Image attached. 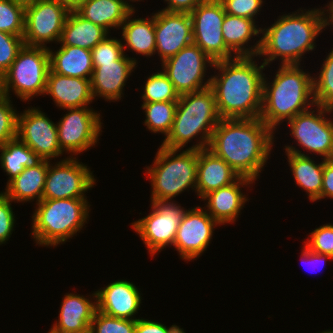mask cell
<instances>
[{
  "mask_svg": "<svg viewBox=\"0 0 333 333\" xmlns=\"http://www.w3.org/2000/svg\"><path fill=\"white\" fill-rule=\"evenodd\" d=\"M274 131L260 118L221 119L208 149L239 176L256 181L274 145Z\"/></svg>",
  "mask_w": 333,
  "mask_h": 333,
  "instance_id": "cell-1",
  "label": "cell"
},
{
  "mask_svg": "<svg viewBox=\"0 0 333 333\" xmlns=\"http://www.w3.org/2000/svg\"><path fill=\"white\" fill-rule=\"evenodd\" d=\"M254 59V56H237L216 61L211 67L219 70L211 76L210 87L221 119L260 118L266 65L258 66Z\"/></svg>",
  "mask_w": 333,
  "mask_h": 333,
  "instance_id": "cell-2",
  "label": "cell"
},
{
  "mask_svg": "<svg viewBox=\"0 0 333 333\" xmlns=\"http://www.w3.org/2000/svg\"><path fill=\"white\" fill-rule=\"evenodd\" d=\"M304 10L279 16L272 26L261 29L258 57H266V66L279 58L281 65H300L302 56L315 49V39L325 28L324 12L321 8Z\"/></svg>",
  "mask_w": 333,
  "mask_h": 333,
  "instance_id": "cell-3",
  "label": "cell"
},
{
  "mask_svg": "<svg viewBox=\"0 0 333 333\" xmlns=\"http://www.w3.org/2000/svg\"><path fill=\"white\" fill-rule=\"evenodd\" d=\"M299 66L280 64L273 83L264 76L260 119L274 132L285 119L289 121L315 105L313 76Z\"/></svg>",
  "mask_w": 333,
  "mask_h": 333,
  "instance_id": "cell-4",
  "label": "cell"
},
{
  "mask_svg": "<svg viewBox=\"0 0 333 333\" xmlns=\"http://www.w3.org/2000/svg\"><path fill=\"white\" fill-rule=\"evenodd\" d=\"M220 120L211 87L181 95L177 101L171 131L161 146L181 150L190 140L200 135L199 142L189 149L208 148L212 133Z\"/></svg>",
  "mask_w": 333,
  "mask_h": 333,
  "instance_id": "cell-5",
  "label": "cell"
},
{
  "mask_svg": "<svg viewBox=\"0 0 333 333\" xmlns=\"http://www.w3.org/2000/svg\"><path fill=\"white\" fill-rule=\"evenodd\" d=\"M87 199H47L36 205L32 215V233L42 246L65 243L82 230L89 217Z\"/></svg>",
  "mask_w": 333,
  "mask_h": 333,
  "instance_id": "cell-6",
  "label": "cell"
},
{
  "mask_svg": "<svg viewBox=\"0 0 333 333\" xmlns=\"http://www.w3.org/2000/svg\"><path fill=\"white\" fill-rule=\"evenodd\" d=\"M178 151L160 146L153 164L146 168L151 201H172L189 188L196 192L198 150L187 148L176 154Z\"/></svg>",
  "mask_w": 333,
  "mask_h": 333,
  "instance_id": "cell-7",
  "label": "cell"
},
{
  "mask_svg": "<svg viewBox=\"0 0 333 333\" xmlns=\"http://www.w3.org/2000/svg\"><path fill=\"white\" fill-rule=\"evenodd\" d=\"M49 71L48 48L24 44L10 68L0 78V93L9 97L12 90L21 101L45 95Z\"/></svg>",
  "mask_w": 333,
  "mask_h": 333,
  "instance_id": "cell-8",
  "label": "cell"
},
{
  "mask_svg": "<svg viewBox=\"0 0 333 333\" xmlns=\"http://www.w3.org/2000/svg\"><path fill=\"white\" fill-rule=\"evenodd\" d=\"M151 212L133 222V230L146 245L151 257L166 246H173L186 210L174 201H151Z\"/></svg>",
  "mask_w": 333,
  "mask_h": 333,
  "instance_id": "cell-9",
  "label": "cell"
},
{
  "mask_svg": "<svg viewBox=\"0 0 333 333\" xmlns=\"http://www.w3.org/2000/svg\"><path fill=\"white\" fill-rule=\"evenodd\" d=\"M225 14L220 0H203L190 13L193 44L199 46L214 62L237 57L223 39L221 26Z\"/></svg>",
  "mask_w": 333,
  "mask_h": 333,
  "instance_id": "cell-10",
  "label": "cell"
},
{
  "mask_svg": "<svg viewBox=\"0 0 333 333\" xmlns=\"http://www.w3.org/2000/svg\"><path fill=\"white\" fill-rule=\"evenodd\" d=\"M161 64L179 96L210 87L211 78L204 82V77L206 67L213 66L214 61L195 44L182 48Z\"/></svg>",
  "mask_w": 333,
  "mask_h": 333,
  "instance_id": "cell-11",
  "label": "cell"
},
{
  "mask_svg": "<svg viewBox=\"0 0 333 333\" xmlns=\"http://www.w3.org/2000/svg\"><path fill=\"white\" fill-rule=\"evenodd\" d=\"M87 167L73 156L63 158L55 165L49 161L42 200L87 199L85 192L90 190L96 181Z\"/></svg>",
  "mask_w": 333,
  "mask_h": 333,
  "instance_id": "cell-12",
  "label": "cell"
},
{
  "mask_svg": "<svg viewBox=\"0 0 333 333\" xmlns=\"http://www.w3.org/2000/svg\"><path fill=\"white\" fill-rule=\"evenodd\" d=\"M315 106L316 110L311 108L287 121L291 128L290 135L304 150L316 153L324 160L333 159V121L325 118L326 113L330 115L333 110Z\"/></svg>",
  "mask_w": 333,
  "mask_h": 333,
  "instance_id": "cell-13",
  "label": "cell"
},
{
  "mask_svg": "<svg viewBox=\"0 0 333 333\" xmlns=\"http://www.w3.org/2000/svg\"><path fill=\"white\" fill-rule=\"evenodd\" d=\"M66 110L68 113L57 123L58 143L63 152L75 156L90 149L99 140L101 116L88 106Z\"/></svg>",
  "mask_w": 333,
  "mask_h": 333,
  "instance_id": "cell-14",
  "label": "cell"
},
{
  "mask_svg": "<svg viewBox=\"0 0 333 333\" xmlns=\"http://www.w3.org/2000/svg\"><path fill=\"white\" fill-rule=\"evenodd\" d=\"M69 12L56 0H39L25 8L24 44L48 48L45 44L58 43Z\"/></svg>",
  "mask_w": 333,
  "mask_h": 333,
  "instance_id": "cell-15",
  "label": "cell"
},
{
  "mask_svg": "<svg viewBox=\"0 0 333 333\" xmlns=\"http://www.w3.org/2000/svg\"><path fill=\"white\" fill-rule=\"evenodd\" d=\"M40 160L63 155L58 143L57 124L35 107L18 113L17 136Z\"/></svg>",
  "mask_w": 333,
  "mask_h": 333,
  "instance_id": "cell-16",
  "label": "cell"
},
{
  "mask_svg": "<svg viewBox=\"0 0 333 333\" xmlns=\"http://www.w3.org/2000/svg\"><path fill=\"white\" fill-rule=\"evenodd\" d=\"M220 224L200 206L186 210L179 224L174 247L186 261L199 258L210 244L214 228Z\"/></svg>",
  "mask_w": 333,
  "mask_h": 333,
  "instance_id": "cell-17",
  "label": "cell"
},
{
  "mask_svg": "<svg viewBox=\"0 0 333 333\" xmlns=\"http://www.w3.org/2000/svg\"><path fill=\"white\" fill-rule=\"evenodd\" d=\"M154 28L155 54L158 53L162 62L193 44L192 18L189 13L160 10L154 14Z\"/></svg>",
  "mask_w": 333,
  "mask_h": 333,
  "instance_id": "cell-18",
  "label": "cell"
},
{
  "mask_svg": "<svg viewBox=\"0 0 333 333\" xmlns=\"http://www.w3.org/2000/svg\"><path fill=\"white\" fill-rule=\"evenodd\" d=\"M136 58L123 55L113 63H93V73L90 79L93 99L97 96L106 101L121 100L126 81L137 65Z\"/></svg>",
  "mask_w": 333,
  "mask_h": 333,
  "instance_id": "cell-19",
  "label": "cell"
},
{
  "mask_svg": "<svg viewBox=\"0 0 333 333\" xmlns=\"http://www.w3.org/2000/svg\"><path fill=\"white\" fill-rule=\"evenodd\" d=\"M132 282L117 280L96 291L97 310L121 319L137 320L141 294Z\"/></svg>",
  "mask_w": 333,
  "mask_h": 333,
  "instance_id": "cell-20",
  "label": "cell"
},
{
  "mask_svg": "<svg viewBox=\"0 0 333 333\" xmlns=\"http://www.w3.org/2000/svg\"><path fill=\"white\" fill-rule=\"evenodd\" d=\"M59 311L58 322L54 323L48 333H89L90 325L97 311V295L91 299L80 294L64 295ZM94 296V297H93Z\"/></svg>",
  "mask_w": 333,
  "mask_h": 333,
  "instance_id": "cell-21",
  "label": "cell"
},
{
  "mask_svg": "<svg viewBox=\"0 0 333 333\" xmlns=\"http://www.w3.org/2000/svg\"><path fill=\"white\" fill-rule=\"evenodd\" d=\"M253 182L250 178L240 176L234 183L206 194L202 198L203 201L208 200L205 204L206 212L221 225L234 223L241 212L240 210L249 200L242 193V187H247Z\"/></svg>",
  "mask_w": 333,
  "mask_h": 333,
  "instance_id": "cell-22",
  "label": "cell"
},
{
  "mask_svg": "<svg viewBox=\"0 0 333 333\" xmlns=\"http://www.w3.org/2000/svg\"><path fill=\"white\" fill-rule=\"evenodd\" d=\"M45 94L50 95L61 109L82 108L94 100L90 79L68 77L51 70L47 76Z\"/></svg>",
  "mask_w": 333,
  "mask_h": 333,
  "instance_id": "cell-23",
  "label": "cell"
},
{
  "mask_svg": "<svg viewBox=\"0 0 333 333\" xmlns=\"http://www.w3.org/2000/svg\"><path fill=\"white\" fill-rule=\"evenodd\" d=\"M240 176L208 148L198 150L196 193L206 194L234 183Z\"/></svg>",
  "mask_w": 333,
  "mask_h": 333,
  "instance_id": "cell-24",
  "label": "cell"
},
{
  "mask_svg": "<svg viewBox=\"0 0 333 333\" xmlns=\"http://www.w3.org/2000/svg\"><path fill=\"white\" fill-rule=\"evenodd\" d=\"M284 149L296 185L305 190L310 201L321 200L324 159L318 164L292 145H286Z\"/></svg>",
  "mask_w": 333,
  "mask_h": 333,
  "instance_id": "cell-25",
  "label": "cell"
},
{
  "mask_svg": "<svg viewBox=\"0 0 333 333\" xmlns=\"http://www.w3.org/2000/svg\"><path fill=\"white\" fill-rule=\"evenodd\" d=\"M256 21L253 19L225 14L223 24L221 26L223 39L226 46L236 56H258L261 48V39L255 45L249 48L245 44L253 38L261 34V27L257 28Z\"/></svg>",
  "mask_w": 333,
  "mask_h": 333,
  "instance_id": "cell-26",
  "label": "cell"
},
{
  "mask_svg": "<svg viewBox=\"0 0 333 333\" xmlns=\"http://www.w3.org/2000/svg\"><path fill=\"white\" fill-rule=\"evenodd\" d=\"M48 166V160H39L27 166L6 185L3 193L13 202H28L36 199V203H39L42 200Z\"/></svg>",
  "mask_w": 333,
  "mask_h": 333,
  "instance_id": "cell-27",
  "label": "cell"
},
{
  "mask_svg": "<svg viewBox=\"0 0 333 333\" xmlns=\"http://www.w3.org/2000/svg\"><path fill=\"white\" fill-rule=\"evenodd\" d=\"M50 70L68 77L91 79L94 67L91 50L76 46H60L53 52L48 47Z\"/></svg>",
  "mask_w": 333,
  "mask_h": 333,
  "instance_id": "cell-28",
  "label": "cell"
},
{
  "mask_svg": "<svg viewBox=\"0 0 333 333\" xmlns=\"http://www.w3.org/2000/svg\"><path fill=\"white\" fill-rule=\"evenodd\" d=\"M107 35L109 34L104 28L81 17L76 11H70L59 43L61 46H76L92 50Z\"/></svg>",
  "mask_w": 333,
  "mask_h": 333,
  "instance_id": "cell-29",
  "label": "cell"
},
{
  "mask_svg": "<svg viewBox=\"0 0 333 333\" xmlns=\"http://www.w3.org/2000/svg\"><path fill=\"white\" fill-rule=\"evenodd\" d=\"M75 11L108 33L110 28L119 29L132 12L123 0H87Z\"/></svg>",
  "mask_w": 333,
  "mask_h": 333,
  "instance_id": "cell-30",
  "label": "cell"
},
{
  "mask_svg": "<svg viewBox=\"0 0 333 333\" xmlns=\"http://www.w3.org/2000/svg\"><path fill=\"white\" fill-rule=\"evenodd\" d=\"M133 13L135 14V12L132 11L121 25V40L124 39L123 42H125L122 43L124 53L125 49L128 48L136 54L150 57L154 55L156 50L154 14L152 13L151 18L131 19V16L134 15Z\"/></svg>",
  "mask_w": 333,
  "mask_h": 333,
  "instance_id": "cell-31",
  "label": "cell"
},
{
  "mask_svg": "<svg viewBox=\"0 0 333 333\" xmlns=\"http://www.w3.org/2000/svg\"><path fill=\"white\" fill-rule=\"evenodd\" d=\"M0 164L2 170L9 176L7 184L17 177L27 166L35 164L40 159L17 137L0 147Z\"/></svg>",
  "mask_w": 333,
  "mask_h": 333,
  "instance_id": "cell-32",
  "label": "cell"
},
{
  "mask_svg": "<svg viewBox=\"0 0 333 333\" xmlns=\"http://www.w3.org/2000/svg\"><path fill=\"white\" fill-rule=\"evenodd\" d=\"M141 107L145 110L144 125L148 130L153 133H162L166 138L174 122L177 101L143 103Z\"/></svg>",
  "mask_w": 333,
  "mask_h": 333,
  "instance_id": "cell-33",
  "label": "cell"
},
{
  "mask_svg": "<svg viewBox=\"0 0 333 333\" xmlns=\"http://www.w3.org/2000/svg\"><path fill=\"white\" fill-rule=\"evenodd\" d=\"M321 66L319 76L313 78L315 105L333 110V48Z\"/></svg>",
  "mask_w": 333,
  "mask_h": 333,
  "instance_id": "cell-34",
  "label": "cell"
},
{
  "mask_svg": "<svg viewBox=\"0 0 333 333\" xmlns=\"http://www.w3.org/2000/svg\"><path fill=\"white\" fill-rule=\"evenodd\" d=\"M143 91L144 94L141 96L143 103L178 101L180 97L163 71L147 77Z\"/></svg>",
  "mask_w": 333,
  "mask_h": 333,
  "instance_id": "cell-35",
  "label": "cell"
},
{
  "mask_svg": "<svg viewBox=\"0 0 333 333\" xmlns=\"http://www.w3.org/2000/svg\"><path fill=\"white\" fill-rule=\"evenodd\" d=\"M25 9L13 0H0V31L16 36L24 35Z\"/></svg>",
  "mask_w": 333,
  "mask_h": 333,
  "instance_id": "cell-36",
  "label": "cell"
},
{
  "mask_svg": "<svg viewBox=\"0 0 333 333\" xmlns=\"http://www.w3.org/2000/svg\"><path fill=\"white\" fill-rule=\"evenodd\" d=\"M135 327L136 320L116 318L97 310L89 333H135Z\"/></svg>",
  "mask_w": 333,
  "mask_h": 333,
  "instance_id": "cell-37",
  "label": "cell"
},
{
  "mask_svg": "<svg viewBox=\"0 0 333 333\" xmlns=\"http://www.w3.org/2000/svg\"><path fill=\"white\" fill-rule=\"evenodd\" d=\"M11 103L10 96L0 93V147L17 136L18 113Z\"/></svg>",
  "mask_w": 333,
  "mask_h": 333,
  "instance_id": "cell-38",
  "label": "cell"
},
{
  "mask_svg": "<svg viewBox=\"0 0 333 333\" xmlns=\"http://www.w3.org/2000/svg\"><path fill=\"white\" fill-rule=\"evenodd\" d=\"M23 46V36H16L0 31V78L10 68Z\"/></svg>",
  "mask_w": 333,
  "mask_h": 333,
  "instance_id": "cell-39",
  "label": "cell"
},
{
  "mask_svg": "<svg viewBox=\"0 0 333 333\" xmlns=\"http://www.w3.org/2000/svg\"><path fill=\"white\" fill-rule=\"evenodd\" d=\"M122 43L120 39L107 35L91 50L92 63H113L119 60L125 54Z\"/></svg>",
  "mask_w": 333,
  "mask_h": 333,
  "instance_id": "cell-40",
  "label": "cell"
},
{
  "mask_svg": "<svg viewBox=\"0 0 333 333\" xmlns=\"http://www.w3.org/2000/svg\"><path fill=\"white\" fill-rule=\"evenodd\" d=\"M307 238L308 240L303 242L309 250L333 257V224H324L316 228Z\"/></svg>",
  "mask_w": 333,
  "mask_h": 333,
  "instance_id": "cell-41",
  "label": "cell"
},
{
  "mask_svg": "<svg viewBox=\"0 0 333 333\" xmlns=\"http://www.w3.org/2000/svg\"><path fill=\"white\" fill-rule=\"evenodd\" d=\"M224 6L225 13L253 19L259 14L263 0H220Z\"/></svg>",
  "mask_w": 333,
  "mask_h": 333,
  "instance_id": "cell-42",
  "label": "cell"
},
{
  "mask_svg": "<svg viewBox=\"0 0 333 333\" xmlns=\"http://www.w3.org/2000/svg\"><path fill=\"white\" fill-rule=\"evenodd\" d=\"M11 202L3 192L0 193V245L7 243L14 230L15 214Z\"/></svg>",
  "mask_w": 333,
  "mask_h": 333,
  "instance_id": "cell-43",
  "label": "cell"
},
{
  "mask_svg": "<svg viewBox=\"0 0 333 333\" xmlns=\"http://www.w3.org/2000/svg\"><path fill=\"white\" fill-rule=\"evenodd\" d=\"M135 333H185V331L177 325L166 327L164 324L153 320L138 318Z\"/></svg>",
  "mask_w": 333,
  "mask_h": 333,
  "instance_id": "cell-44",
  "label": "cell"
},
{
  "mask_svg": "<svg viewBox=\"0 0 333 333\" xmlns=\"http://www.w3.org/2000/svg\"><path fill=\"white\" fill-rule=\"evenodd\" d=\"M167 7L162 9L168 12L191 13L203 0H164Z\"/></svg>",
  "mask_w": 333,
  "mask_h": 333,
  "instance_id": "cell-45",
  "label": "cell"
},
{
  "mask_svg": "<svg viewBox=\"0 0 333 333\" xmlns=\"http://www.w3.org/2000/svg\"><path fill=\"white\" fill-rule=\"evenodd\" d=\"M333 199V159L324 160L322 199Z\"/></svg>",
  "mask_w": 333,
  "mask_h": 333,
  "instance_id": "cell-46",
  "label": "cell"
},
{
  "mask_svg": "<svg viewBox=\"0 0 333 333\" xmlns=\"http://www.w3.org/2000/svg\"><path fill=\"white\" fill-rule=\"evenodd\" d=\"M302 248L303 249H302V252H301V258H302L301 260L303 262H306L305 264L308 263L309 265H311V264L316 265L318 263L319 266H320V264L322 266L326 262L325 261L326 259H330V260L332 259L333 260L332 256H330L328 254H320V253L312 252L305 245ZM312 268H313V265H312Z\"/></svg>",
  "mask_w": 333,
  "mask_h": 333,
  "instance_id": "cell-47",
  "label": "cell"
},
{
  "mask_svg": "<svg viewBox=\"0 0 333 333\" xmlns=\"http://www.w3.org/2000/svg\"><path fill=\"white\" fill-rule=\"evenodd\" d=\"M65 6L69 11H75L87 0H56Z\"/></svg>",
  "mask_w": 333,
  "mask_h": 333,
  "instance_id": "cell-48",
  "label": "cell"
},
{
  "mask_svg": "<svg viewBox=\"0 0 333 333\" xmlns=\"http://www.w3.org/2000/svg\"><path fill=\"white\" fill-rule=\"evenodd\" d=\"M326 7H327V10L325 8L322 9L323 12H324V24H325V27L329 26L330 24L333 25V0L331 2H329V4Z\"/></svg>",
  "mask_w": 333,
  "mask_h": 333,
  "instance_id": "cell-49",
  "label": "cell"
},
{
  "mask_svg": "<svg viewBox=\"0 0 333 333\" xmlns=\"http://www.w3.org/2000/svg\"><path fill=\"white\" fill-rule=\"evenodd\" d=\"M17 5L23 7L24 9L32 6L39 0H13Z\"/></svg>",
  "mask_w": 333,
  "mask_h": 333,
  "instance_id": "cell-50",
  "label": "cell"
},
{
  "mask_svg": "<svg viewBox=\"0 0 333 333\" xmlns=\"http://www.w3.org/2000/svg\"><path fill=\"white\" fill-rule=\"evenodd\" d=\"M124 1V3L132 10V11H135V7H133L131 4L129 5V1L131 2H138V1H140V0H129V1H127V0H123ZM142 1V0H141Z\"/></svg>",
  "mask_w": 333,
  "mask_h": 333,
  "instance_id": "cell-51",
  "label": "cell"
},
{
  "mask_svg": "<svg viewBox=\"0 0 333 333\" xmlns=\"http://www.w3.org/2000/svg\"><path fill=\"white\" fill-rule=\"evenodd\" d=\"M320 333H333V330H325V331H322Z\"/></svg>",
  "mask_w": 333,
  "mask_h": 333,
  "instance_id": "cell-52",
  "label": "cell"
}]
</instances>
